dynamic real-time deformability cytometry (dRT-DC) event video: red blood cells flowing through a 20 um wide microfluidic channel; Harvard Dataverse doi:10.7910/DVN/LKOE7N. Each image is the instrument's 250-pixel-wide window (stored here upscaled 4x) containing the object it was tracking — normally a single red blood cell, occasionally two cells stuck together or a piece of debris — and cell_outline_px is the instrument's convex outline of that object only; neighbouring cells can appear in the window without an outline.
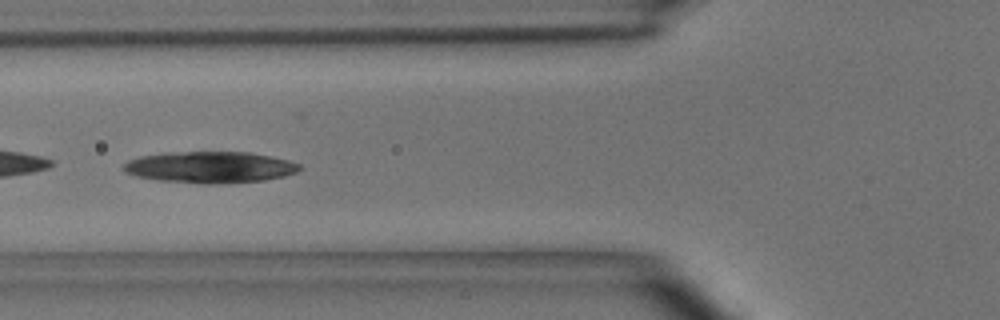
{"species": "common noctule bat (a hibernating species)", "species_latin": "Nyctalus noctula", "temperature_condition": "room temperature", "stored_images_in_passage": 30, "camera_frame_rate_fps": 3000, "um_per_image_px": 0.085, "animal": {"sex": "male", "body_mass_g": 15.6}, "frame": {"image": 1, "passage_image": 18, "time_ms": 5.667, "image_size_px": [1000, 320], "cell_outline_px": [[304, 168], [296, 172], [284, 176], [264, 180], [216, 184], [204, 184], [160, 180], [136, 176], [124, 172], [120, 168], [128, 160], [140, 156], [168, 152], [252, 152], [272, 156], [288, 160], [300, 164]], "centroid_in_image_um": [17.86, 14.21], "position_along_channel_um": 107.9, "area_um2": 32.48}}